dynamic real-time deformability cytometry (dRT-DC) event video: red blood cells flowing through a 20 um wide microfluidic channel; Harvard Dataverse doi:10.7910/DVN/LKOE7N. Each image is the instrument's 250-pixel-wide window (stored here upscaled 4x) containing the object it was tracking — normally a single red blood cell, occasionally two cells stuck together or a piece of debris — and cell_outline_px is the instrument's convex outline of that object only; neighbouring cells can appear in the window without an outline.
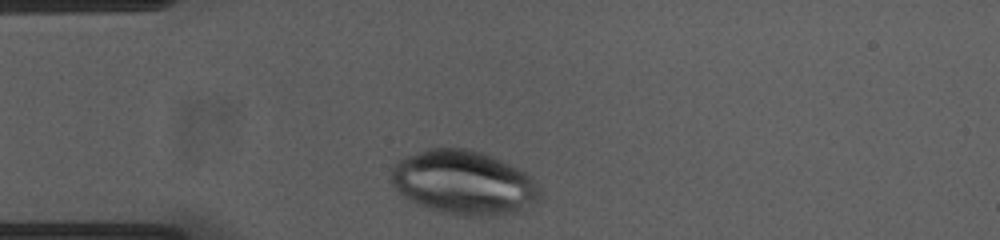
{"species": "common noctule bat (a hibernating species)", "species_latin": "Nyctalus noctula", "temperature_condition": "cold", "stored_images_in_passage": 30, "camera_frame_rate_fps": 3000, "um_per_image_px": 0.085, "animal": {"sex": "female", "body_mass_g": 23.0, "forearm_length_mm": 53.4}, "frame": {"image": 1, "passage_image": 1, "time_ms": 0.0, "image_size_px": [1000, 240], "cell_outline_px": [[544, 196], [540, 200], [524, 212], [492, 216], [464, 216], [440, 212], [428, 208], [408, 200], [392, 184], [392, 164], [404, 156], [428, 148], [468, 148], [504, 160], [528, 172]], "centroid_in_image_um": [39.49, 15.53], "position_along_channel_um": 45.5, "area_um2": 56.59}}
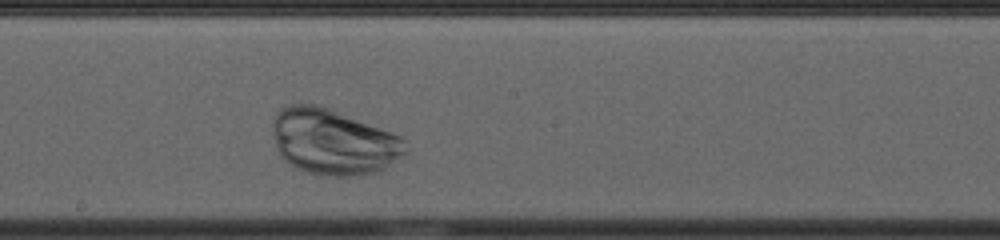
{"frame": {"image": 2, "passage_image": 17, "time_ms": 5.333, "image_size_px": [1000, 240], "cell_outline_px": [[408, 152], [380, 172], [360, 176], [328, 176], [308, 172], [296, 168], [288, 164], [280, 156], [276, 148], [272, 136], [272, 120], [276, 112], [280, 108], [288, 104], [316, 104], [332, 108], [400, 136], [404, 140]], "centroid_in_image_um": [28.3, 12.05], "position_along_channel_um": 219.9, "area_um2": 51.73}}
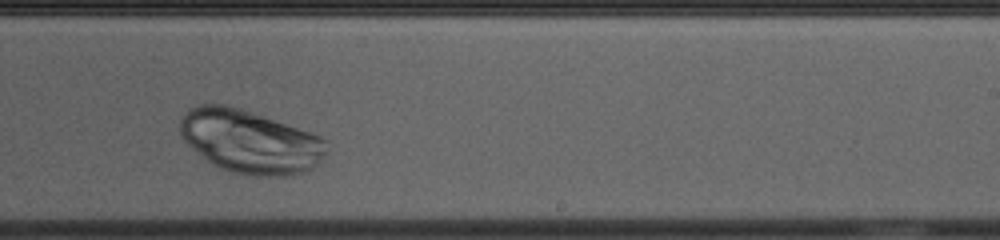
{"frame": {"image": 3, "passage_image": 21, "time_ms": 6.667, "image_size_px": [1000, 240], "cell_outline_px": [[324, 152], [320, 160], [312, 168], [304, 172], [292, 176], [256, 176], [232, 172], [220, 168], [212, 164], [188, 144], [180, 136], [180, 116], [188, 108], [196, 104], [228, 104], [240, 108], [320, 136], [324, 140]], "centroid_in_image_um": [21.18, 12.02], "position_along_channel_um": 267.8, "area_um2": 53.64}}